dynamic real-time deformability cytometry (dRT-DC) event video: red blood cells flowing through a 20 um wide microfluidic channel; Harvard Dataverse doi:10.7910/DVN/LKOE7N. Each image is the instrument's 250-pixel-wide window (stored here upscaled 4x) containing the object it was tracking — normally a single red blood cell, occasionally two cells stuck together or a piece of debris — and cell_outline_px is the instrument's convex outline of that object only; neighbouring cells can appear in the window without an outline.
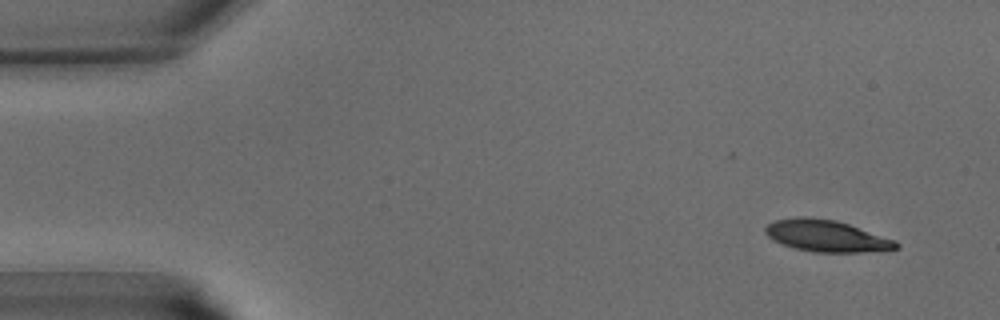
{"species": "common noctule bat (a hibernating species)", "species_latin": "Nyctalus noctula", "temperature_condition": "warm", "stored_images_in_passage": 35, "camera_frame_rate_fps": 3000, "um_per_image_px": 0.085, "animal": {"sex": "male", "body_mass_g": 15.6}, "frame": {"image": 1, "passage_image": 1, "time_ms": 0.0, "image_size_px": [1000, 320], "cell_outline_px": [[900, 248], [880, 252], [812, 252], [796, 248], [772, 240], [764, 232], [764, 228], [768, 224], [776, 220], [796, 216], [812, 216], [836, 220], [896, 240], [900, 244]], "centroid_in_image_um": [70.28, 20.05], "position_along_channel_um": 14.7, "area_um2": 24.45}}
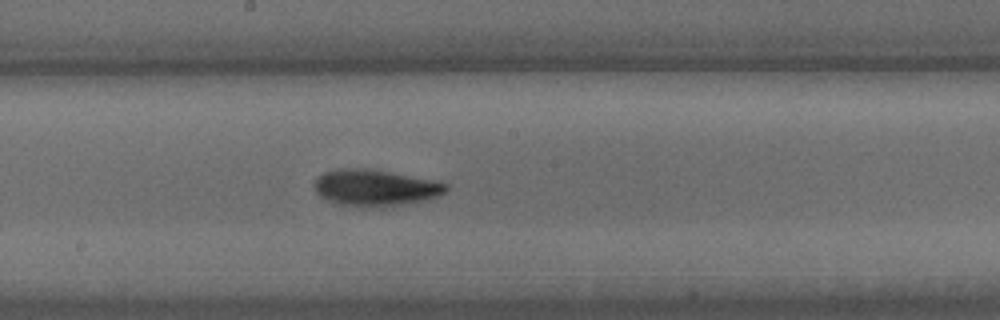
{"frame": {"image": 2, "passage_image": 20, "time_ms": 6.333, "image_size_px": [1000, 320], "cell_outline_px": [[448, 188], [444, 192], [436, 196], [424, 200], [380, 208], [356, 208], [340, 204], [328, 200], [320, 196], [316, 192], [312, 184], [324, 172], [340, 168], [368, 168], [448, 184]], "centroid_in_image_um": [31.81, 15.98], "position_along_channel_um": 216.4, "area_um2": 27.8}}
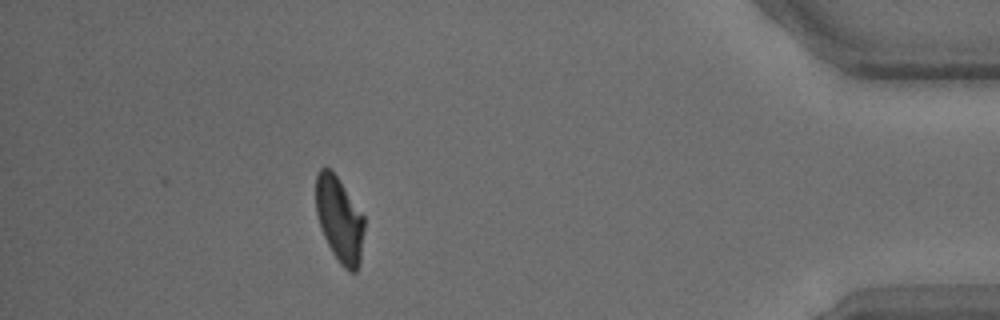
{"frame": {"image": 3, "passage_image": 35, "time_ms": 11.333, "image_size_px": [1000, 320], "cell_outline_px": [[364, 232], [360, 260], [356, 272], [348, 272], [340, 264], [332, 252], [320, 228], [316, 212], [316, 172], [320, 168], [328, 168], [336, 176], [364, 216]], "centroid_in_image_um": [28.84, 18.68], "position_along_channel_um": 406.4, "area_um2": 23.87}}